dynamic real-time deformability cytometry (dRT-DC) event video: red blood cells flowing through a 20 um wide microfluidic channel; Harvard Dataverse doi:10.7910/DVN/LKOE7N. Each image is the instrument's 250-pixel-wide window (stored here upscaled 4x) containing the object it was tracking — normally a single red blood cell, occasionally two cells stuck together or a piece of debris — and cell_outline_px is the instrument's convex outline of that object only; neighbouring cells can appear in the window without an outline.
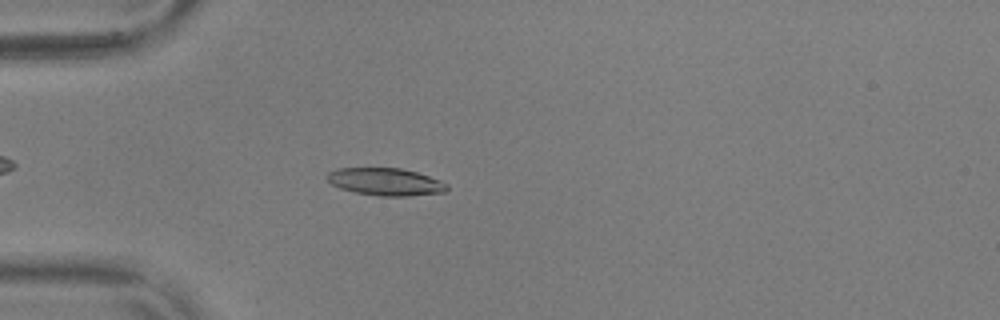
{"species": "common noctule bat (a hibernating species)", "species_latin": "Nyctalus noctula", "temperature_condition": "warm", "stored_images_in_passage": 53, "camera_frame_rate_fps": 3000, "um_per_image_px": 0.085, "animal": {"sex": "male", "body_mass_g": 17.9, "forearm_length_mm": 54.2}, "frame": {"image": 1, "passage_image": 13, "time_ms": 4.0, "image_size_px": [1000, 320], "cell_outline_px": [[448, 188], [444, 192], [408, 196], [380, 196], [356, 192], [340, 188], [332, 184], [328, 180], [328, 172], [336, 168], [400, 168], [416, 172], [440, 180], [448, 184]], "centroid_in_image_um": [32.78, 15.45], "position_along_channel_um": 52.2, "area_um2": 19.02}}
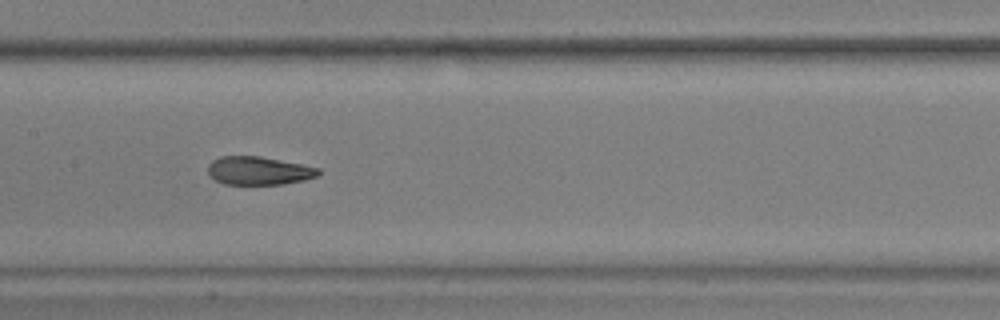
{"frame": {"image": 2, "passage_image": 25, "time_ms": 8.0, "image_size_px": [1000, 320], "cell_outline_px": [[320, 172], [316, 176], [304, 180], [284, 184], [224, 184], [216, 180], [208, 172], [208, 164], [212, 160], [220, 156], [260, 156], [320, 168]], "centroid_in_image_um": [21.98, 14.5], "position_along_channel_um": 185.4, "area_um2": 18.09}}
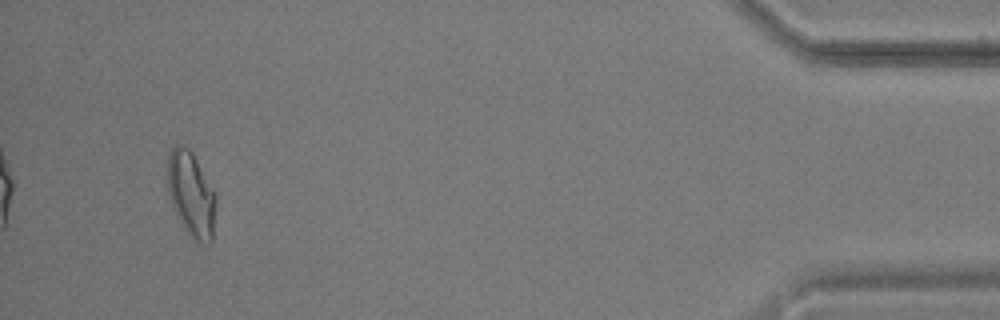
{"frame": {"image": 3, "passage_image": 50, "time_ms": 16.333, "image_size_px": [1000, 320], "cell_outline_px": [[216, 204], [212, 240], [208, 244], [204, 244], [196, 240], [184, 228], [176, 216], [168, 192], [168, 156], [172, 148], [176, 144], [180, 144], [188, 148], [192, 152], [216, 192]], "centroid_in_image_um": [16.27, 16.5], "position_along_channel_um": 418.9, "area_um2": 23.99}, "authors_computed_cell_mechanics": {"area_um2": 19.1318, "velocity_mm_per_s": 3.6058, "shape_relaxation_time_tau1_ms": 5.5815, "shape_relaxation_time_tau2_ms": 2.1122, "deformation_change_tau1": 0.1944, "deformation_change_tau2": 0.0647}}